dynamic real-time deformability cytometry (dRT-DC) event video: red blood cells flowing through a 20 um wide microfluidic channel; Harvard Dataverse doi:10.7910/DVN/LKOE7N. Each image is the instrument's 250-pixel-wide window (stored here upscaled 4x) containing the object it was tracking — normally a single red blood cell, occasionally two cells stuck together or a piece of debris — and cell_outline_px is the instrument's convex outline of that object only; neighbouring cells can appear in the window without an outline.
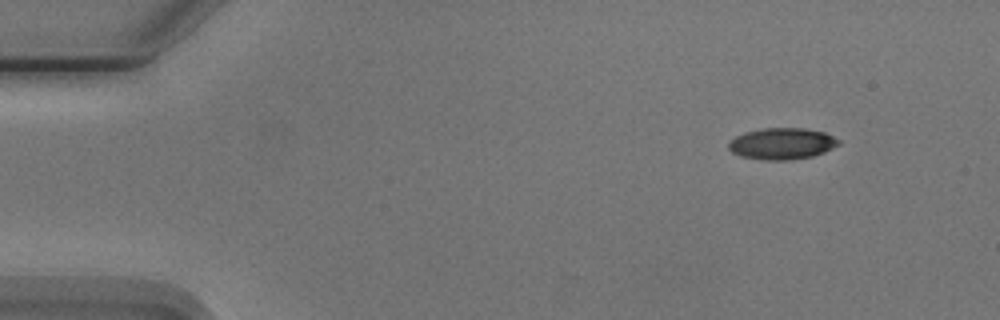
{"species": "Egyptian fruit bat (a non-hibernating species)", "species_latin": "Rousettus aegyptiacus", "temperature_condition": "cold", "stored_images_in_passage": 5, "camera_frame_rate_fps": 3000, "um_per_image_px": 0.085, "animal": {"sex": "male"}, "frame": {"image": 1, "passage_image": 1, "time_ms": 0.0, "image_size_px": [1000, 320], "cell_outline_px": [[840, 144], [824, 152], [812, 156], [792, 160], [764, 160], [740, 156], [732, 152], [728, 148], [728, 140], [744, 132], [764, 128], [804, 128], [824, 132], [840, 140]], "centroid_in_image_um": [66.44, 12.21], "position_along_channel_um": 18.6, "area_um2": 20.29}}